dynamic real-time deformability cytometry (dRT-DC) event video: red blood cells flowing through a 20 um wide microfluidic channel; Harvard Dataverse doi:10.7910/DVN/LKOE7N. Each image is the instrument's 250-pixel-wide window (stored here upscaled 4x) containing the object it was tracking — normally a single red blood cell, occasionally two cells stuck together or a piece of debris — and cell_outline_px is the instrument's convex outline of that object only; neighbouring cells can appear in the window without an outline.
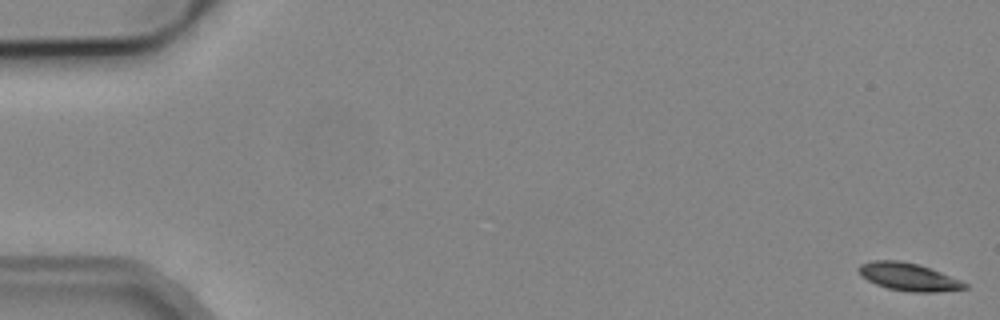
{"species": "common noctule bat (a hibernating species)", "species_latin": "Nyctalus noctula", "temperature_condition": "cold", "stored_images_in_passage": 53, "camera_frame_rate_fps": 3000, "um_per_image_px": 0.085, "animal": {"sex": "male", "body_mass_g": 19.2, "forearm_length_mm": 51.8}, "frame": {"image": 1, "passage_image": 1, "time_ms": 0.0, "image_size_px": [1000, 320], "cell_outline_px": [[968, 288], [936, 292], [912, 292], [888, 288], [876, 284], [860, 276], [860, 264], [872, 260], [900, 260], [920, 264], [960, 280], [968, 284]], "centroid_in_image_um": [77.23, 23.52], "position_along_channel_um": 7.8, "area_um2": 17.05}}
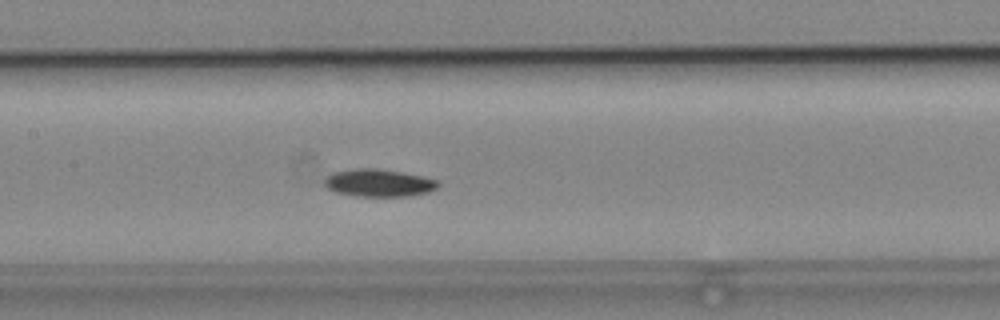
{"frame": {"image": 2, "passage_image": 26, "time_ms": 8.333, "image_size_px": [1000, 320], "cell_outline_px": [[440, 184], [436, 188], [428, 192], [408, 196], [356, 196], [336, 192], [328, 188], [324, 184], [324, 180], [332, 172], [356, 168], [376, 168], [424, 176], [436, 180]], "centroid_in_image_um": [32.18, 15.54], "position_along_channel_um": 175.2, "area_um2": 18.15}}
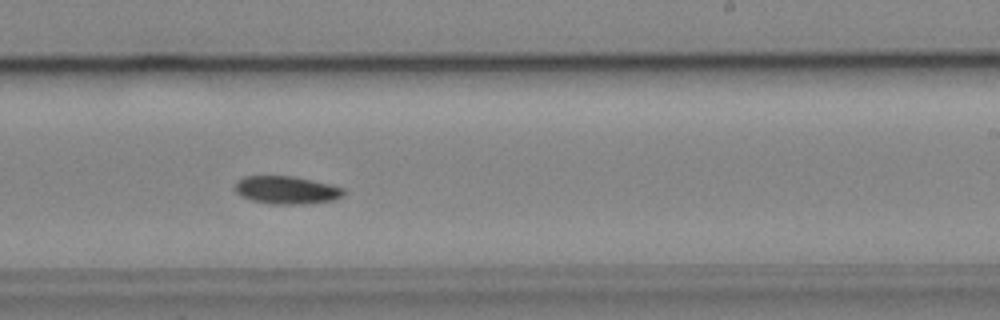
{"frame": {"image": 3, "passage_image": 33, "time_ms": 10.667, "image_size_px": [1000, 320], "cell_outline_px": [[344, 196], [332, 200], [304, 204], [272, 204], [252, 200], [240, 196], [236, 192], [236, 184], [244, 176], [292, 176], [312, 180], [344, 188]], "centroid_in_image_um": [24.36, 16.16], "position_along_channel_um": 264.6, "area_um2": 17.46}, "authors_computed_cell_mechanics": {"area_um2": 17.2822, "velocity_mm_per_s": 3.8539, "shape_relaxation_time_tau1_ms": 3.1566, "shape_relaxation_time_tau2_ms": null, "deformation_change_tau1": 0.0697, "deformation_change_tau2": null}}